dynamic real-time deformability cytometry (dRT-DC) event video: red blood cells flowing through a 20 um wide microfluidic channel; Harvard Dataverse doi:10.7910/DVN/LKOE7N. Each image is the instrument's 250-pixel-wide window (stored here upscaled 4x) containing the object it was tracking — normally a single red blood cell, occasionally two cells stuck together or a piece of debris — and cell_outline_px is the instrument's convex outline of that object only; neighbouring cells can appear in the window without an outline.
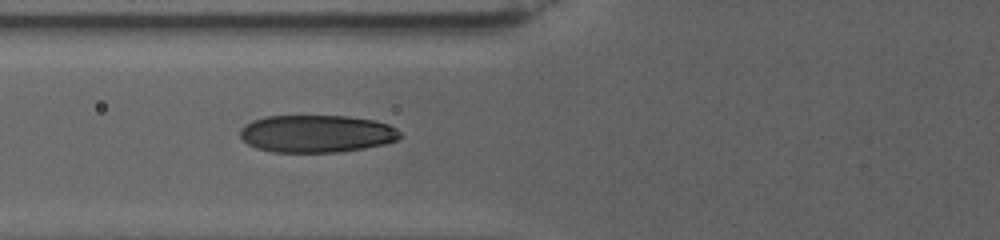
{"species": "human", "species_latin": "Homo sapiens", "temperature_condition": "warm", "stored_images_in_passage": 23, "camera_frame_rate_fps": 3000, "um_per_image_px": 0.085, "donor": {"sex": "female"}, "frame": {"image": 1, "passage_image": 2, "time_ms": 1.0, "image_size_px": [1000, 240], "cell_outline_px": [[400, 136], [396, 140], [384, 144], [364, 148], [340, 152], [272, 152], [256, 148], [248, 144], [240, 136], [240, 128], [244, 124], [252, 120], [264, 116], [348, 116], [372, 120], [388, 124], [396, 128], [400, 132]], "centroid_in_image_um": [26.87, 11.36], "position_along_channel_um": 98.9, "area_um2": 35.03}}
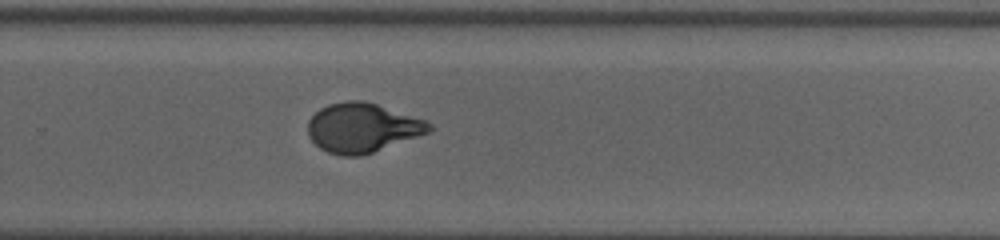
{"frame": {"image": 2, "passage_image": 12, "time_ms": 8.667, "image_size_px": [1000, 240], "cell_outline_px": [[432, 128], [428, 132], [372, 152], [360, 156], [344, 156], [328, 152], [320, 148], [308, 136], [308, 120], [320, 108], [328, 104], [348, 100], [364, 100], [424, 120], [432, 124]], "centroid_in_image_um": [30.74, 10.85], "position_along_channel_um": 299.1, "area_um2": 34.33}}
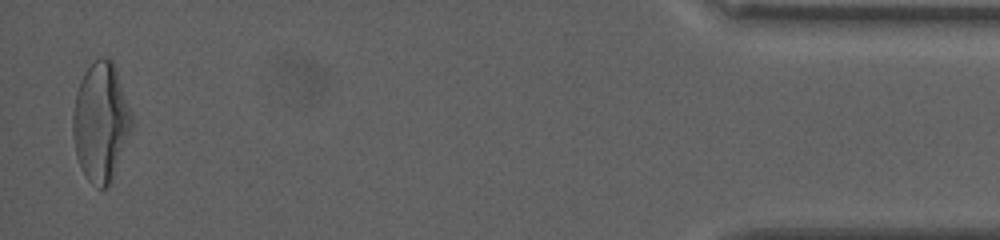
{"frame": {"image": 3, "passage_image": 23, "time_ms": 16.333, "image_size_px": [1000, 240], "cell_outline_px": [[132, 128], [112, 180], [104, 188], [100, 188], [92, 184], [88, 180], [80, 168], [76, 156], [72, 136], [72, 112], [76, 92], [80, 80], [84, 72], [100, 56], [112, 56], [132, 116]], "centroid_in_image_um": [8.54, 10.35], "position_along_channel_um": 426.7, "area_um2": 40.98}, "authors_computed_cell_mechanics": {"area_um2": 35.0846, "velocity_mm_per_s": 2.6139, "shape_relaxation_time_tau1_ms": 5.9729, "shape_relaxation_time_tau2_ms": null, "deformation_change_tau1": 0.2003, "deformation_change_tau2": null}}